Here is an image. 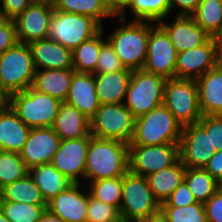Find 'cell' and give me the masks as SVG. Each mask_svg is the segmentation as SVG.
I'll list each match as a JSON object with an SVG mask.
<instances>
[{
  "label": "cell",
  "mask_w": 222,
  "mask_h": 222,
  "mask_svg": "<svg viewBox=\"0 0 222 222\" xmlns=\"http://www.w3.org/2000/svg\"><path fill=\"white\" fill-rule=\"evenodd\" d=\"M30 129L12 110H0V150L20 153Z\"/></svg>",
  "instance_id": "d4e9b609"
},
{
  "label": "cell",
  "mask_w": 222,
  "mask_h": 222,
  "mask_svg": "<svg viewBox=\"0 0 222 222\" xmlns=\"http://www.w3.org/2000/svg\"><path fill=\"white\" fill-rule=\"evenodd\" d=\"M163 104L182 127L197 123L201 117L198 87L194 79H167Z\"/></svg>",
  "instance_id": "30bf717a"
},
{
  "label": "cell",
  "mask_w": 222,
  "mask_h": 222,
  "mask_svg": "<svg viewBox=\"0 0 222 222\" xmlns=\"http://www.w3.org/2000/svg\"><path fill=\"white\" fill-rule=\"evenodd\" d=\"M167 79L143 69L133 70L124 105L135 118L145 115L163 104Z\"/></svg>",
  "instance_id": "8992f818"
},
{
  "label": "cell",
  "mask_w": 222,
  "mask_h": 222,
  "mask_svg": "<svg viewBox=\"0 0 222 222\" xmlns=\"http://www.w3.org/2000/svg\"><path fill=\"white\" fill-rule=\"evenodd\" d=\"M0 222H10L4 215V213L2 212L1 208H0Z\"/></svg>",
  "instance_id": "6f0895ef"
},
{
  "label": "cell",
  "mask_w": 222,
  "mask_h": 222,
  "mask_svg": "<svg viewBox=\"0 0 222 222\" xmlns=\"http://www.w3.org/2000/svg\"><path fill=\"white\" fill-rule=\"evenodd\" d=\"M194 203H197V200L188 188L186 182L183 180L177 189L171 193L169 198L161 204V206L182 207L192 205Z\"/></svg>",
  "instance_id": "b9f144b4"
},
{
  "label": "cell",
  "mask_w": 222,
  "mask_h": 222,
  "mask_svg": "<svg viewBox=\"0 0 222 222\" xmlns=\"http://www.w3.org/2000/svg\"><path fill=\"white\" fill-rule=\"evenodd\" d=\"M140 222H168L166 213L160 207L157 211L153 212L147 219Z\"/></svg>",
  "instance_id": "681fc988"
},
{
  "label": "cell",
  "mask_w": 222,
  "mask_h": 222,
  "mask_svg": "<svg viewBox=\"0 0 222 222\" xmlns=\"http://www.w3.org/2000/svg\"><path fill=\"white\" fill-rule=\"evenodd\" d=\"M32 3H34L32 0H2L0 17L14 19Z\"/></svg>",
  "instance_id": "ee69618b"
},
{
  "label": "cell",
  "mask_w": 222,
  "mask_h": 222,
  "mask_svg": "<svg viewBox=\"0 0 222 222\" xmlns=\"http://www.w3.org/2000/svg\"><path fill=\"white\" fill-rule=\"evenodd\" d=\"M52 129L61 140L91 137L90 119L66 102L61 103Z\"/></svg>",
  "instance_id": "603a6c76"
},
{
  "label": "cell",
  "mask_w": 222,
  "mask_h": 222,
  "mask_svg": "<svg viewBox=\"0 0 222 222\" xmlns=\"http://www.w3.org/2000/svg\"><path fill=\"white\" fill-rule=\"evenodd\" d=\"M17 42L14 20L0 17V55Z\"/></svg>",
  "instance_id": "7bdbcfd3"
},
{
  "label": "cell",
  "mask_w": 222,
  "mask_h": 222,
  "mask_svg": "<svg viewBox=\"0 0 222 222\" xmlns=\"http://www.w3.org/2000/svg\"><path fill=\"white\" fill-rule=\"evenodd\" d=\"M86 186L84 183H72L47 202V209L65 222H86L89 204V190ZM81 188L86 189V193Z\"/></svg>",
  "instance_id": "e0dca14e"
},
{
  "label": "cell",
  "mask_w": 222,
  "mask_h": 222,
  "mask_svg": "<svg viewBox=\"0 0 222 222\" xmlns=\"http://www.w3.org/2000/svg\"><path fill=\"white\" fill-rule=\"evenodd\" d=\"M74 72L73 68L36 70L32 88L65 102Z\"/></svg>",
  "instance_id": "484cf974"
},
{
  "label": "cell",
  "mask_w": 222,
  "mask_h": 222,
  "mask_svg": "<svg viewBox=\"0 0 222 222\" xmlns=\"http://www.w3.org/2000/svg\"><path fill=\"white\" fill-rule=\"evenodd\" d=\"M120 220L121 216L116 207L96 200L89 192L86 222H118Z\"/></svg>",
  "instance_id": "f35d334b"
},
{
  "label": "cell",
  "mask_w": 222,
  "mask_h": 222,
  "mask_svg": "<svg viewBox=\"0 0 222 222\" xmlns=\"http://www.w3.org/2000/svg\"><path fill=\"white\" fill-rule=\"evenodd\" d=\"M184 181L197 202L205 203L218 191L216 179L204 168H186Z\"/></svg>",
  "instance_id": "836d02e7"
},
{
  "label": "cell",
  "mask_w": 222,
  "mask_h": 222,
  "mask_svg": "<svg viewBox=\"0 0 222 222\" xmlns=\"http://www.w3.org/2000/svg\"><path fill=\"white\" fill-rule=\"evenodd\" d=\"M35 71L26 43L17 42L0 55V80L10 95L32 87Z\"/></svg>",
  "instance_id": "ba28073f"
},
{
  "label": "cell",
  "mask_w": 222,
  "mask_h": 222,
  "mask_svg": "<svg viewBox=\"0 0 222 222\" xmlns=\"http://www.w3.org/2000/svg\"><path fill=\"white\" fill-rule=\"evenodd\" d=\"M29 175L39 187L46 202L66 190L72 184V182L51 163L30 168Z\"/></svg>",
  "instance_id": "83f0119b"
},
{
  "label": "cell",
  "mask_w": 222,
  "mask_h": 222,
  "mask_svg": "<svg viewBox=\"0 0 222 222\" xmlns=\"http://www.w3.org/2000/svg\"><path fill=\"white\" fill-rule=\"evenodd\" d=\"M198 122L207 134H210L212 147H215L216 151L222 150V116L206 115L202 116Z\"/></svg>",
  "instance_id": "60d3db41"
},
{
  "label": "cell",
  "mask_w": 222,
  "mask_h": 222,
  "mask_svg": "<svg viewBox=\"0 0 222 222\" xmlns=\"http://www.w3.org/2000/svg\"><path fill=\"white\" fill-rule=\"evenodd\" d=\"M61 139L52 127L31 128L20 156L28 169L50 163Z\"/></svg>",
  "instance_id": "ac0fdd59"
},
{
  "label": "cell",
  "mask_w": 222,
  "mask_h": 222,
  "mask_svg": "<svg viewBox=\"0 0 222 222\" xmlns=\"http://www.w3.org/2000/svg\"><path fill=\"white\" fill-rule=\"evenodd\" d=\"M61 103L58 99L29 87L11 94L9 106L29 128H39L52 127Z\"/></svg>",
  "instance_id": "277c9868"
},
{
  "label": "cell",
  "mask_w": 222,
  "mask_h": 222,
  "mask_svg": "<svg viewBox=\"0 0 222 222\" xmlns=\"http://www.w3.org/2000/svg\"><path fill=\"white\" fill-rule=\"evenodd\" d=\"M164 20L159 21L157 24L167 33L178 53L201 46L211 38L194 21L192 16L175 15L172 24Z\"/></svg>",
  "instance_id": "d6986e66"
},
{
  "label": "cell",
  "mask_w": 222,
  "mask_h": 222,
  "mask_svg": "<svg viewBox=\"0 0 222 222\" xmlns=\"http://www.w3.org/2000/svg\"><path fill=\"white\" fill-rule=\"evenodd\" d=\"M208 222H222V192L217 191L205 203Z\"/></svg>",
  "instance_id": "f6af8a7d"
},
{
  "label": "cell",
  "mask_w": 222,
  "mask_h": 222,
  "mask_svg": "<svg viewBox=\"0 0 222 222\" xmlns=\"http://www.w3.org/2000/svg\"><path fill=\"white\" fill-rule=\"evenodd\" d=\"M161 208L166 213L168 222H208L204 203L201 202L182 207L161 206Z\"/></svg>",
  "instance_id": "74e56055"
},
{
  "label": "cell",
  "mask_w": 222,
  "mask_h": 222,
  "mask_svg": "<svg viewBox=\"0 0 222 222\" xmlns=\"http://www.w3.org/2000/svg\"><path fill=\"white\" fill-rule=\"evenodd\" d=\"M101 29L102 26L90 16L54 10L47 38L73 51Z\"/></svg>",
  "instance_id": "52a82bcc"
},
{
  "label": "cell",
  "mask_w": 222,
  "mask_h": 222,
  "mask_svg": "<svg viewBox=\"0 0 222 222\" xmlns=\"http://www.w3.org/2000/svg\"><path fill=\"white\" fill-rule=\"evenodd\" d=\"M116 71H131L126 69L111 44L106 40L100 47V52L97 60L96 71L93 74H103Z\"/></svg>",
  "instance_id": "ab89813d"
},
{
  "label": "cell",
  "mask_w": 222,
  "mask_h": 222,
  "mask_svg": "<svg viewBox=\"0 0 222 222\" xmlns=\"http://www.w3.org/2000/svg\"><path fill=\"white\" fill-rule=\"evenodd\" d=\"M126 9L135 16L131 20L158 23L171 14L169 0H127L126 7L118 17L126 19Z\"/></svg>",
  "instance_id": "f546056e"
},
{
  "label": "cell",
  "mask_w": 222,
  "mask_h": 222,
  "mask_svg": "<svg viewBox=\"0 0 222 222\" xmlns=\"http://www.w3.org/2000/svg\"><path fill=\"white\" fill-rule=\"evenodd\" d=\"M104 28L92 38L82 42L72 51L73 69L76 72L94 73L101 45L106 41Z\"/></svg>",
  "instance_id": "4dcf8cb0"
},
{
  "label": "cell",
  "mask_w": 222,
  "mask_h": 222,
  "mask_svg": "<svg viewBox=\"0 0 222 222\" xmlns=\"http://www.w3.org/2000/svg\"><path fill=\"white\" fill-rule=\"evenodd\" d=\"M201 0H169L171 14L176 8V15L191 16L197 9ZM179 7V8H178Z\"/></svg>",
  "instance_id": "bcb514c9"
},
{
  "label": "cell",
  "mask_w": 222,
  "mask_h": 222,
  "mask_svg": "<svg viewBox=\"0 0 222 222\" xmlns=\"http://www.w3.org/2000/svg\"><path fill=\"white\" fill-rule=\"evenodd\" d=\"M161 207L155 199L147 177L128 171L122 177V200L119 213L126 222L147 219Z\"/></svg>",
  "instance_id": "5b68a950"
},
{
  "label": "cell",
  "mask_w": 222,
  "mask_h": 222,
  "mask_svg": "<svg viewBox=\"0 0 222 222\" xmlns=\"http://www.w3.org/2000/svg\"><path fill=\"white\" fill-rule=\"evenodd\" d=\"M121 23L106 36L122 65L131 71L142 69L147 56L148 37L154 22L119 17Z\"/></svg>",
  "instance_id": "7a4b0ae2"
},
{
  "label": "cell",
  "mask_w": 222,
  "mask_h": 222,
  "mask_svg": "<svg viewBox=\"0 0 222 222\" xmlns=\"http://www.w3.org/2000/svg\"><path fill=\"white\" fill-rule=\"evenodd\" d=\"M191 16L208 35L215 37L222 27V0H201Z\"/></svg>",
  "instance_id": "d6a6232c"
},
{
  "label": "cell",
  "mask_w": 222,
  "mask_h": 222,
  "mask_svg": "<svg viewBox=\"0 0 222 222\" xmlns=\"http://www.w3.org/2000/svg\"><path fill=\"white\" fill-rule=\"evenodd\" d=\"M186 167L179 159L172 166L161 169L147 176V180L155 199L160 203H164L171 193L184 180Z\"/></svg>",
  "instance_id": "4316f807"
},
{
  "label": "cell",
  "mask_w": 222,
  "mask_h": 222,
  "mask_svg": "<svg viewBox=\"0 0 222 222\" xmlns=\"http://www.w3.org/2000/svg\"><path fill=\"white\" fill-rule=\"evenodd\" d=\"M219 46H222V27L218 34L214 37Z\"/></svg>",
  "instance_id": "f5cc1de1"
},
{
  "label": "cell",
  "mask_w": 222,
  "mask_h": 222,
  "mask_svg": "<svg viewBox=\"0 0 222 222\" xmlns=\"http://www.w3.org/2000/svg\"><path fill=\"white\" fill-rule=\"evenodd\" d=\"M91 137L61 140L51 164L72 183H84L86 156Z\"/></svg>",
  "instance_id": "9a60e30c"
},
{
  "label": "cell",
  "mask_w": 222,
  "mask_h": 222,
  "mask_svg": "<svg viewBox=\"0 0 222 222\" xmlns=\"http://www.w3.org/2000/svg\"><path fill=\"white\" fill-rule=\"evenodd\" d=\"M54 9L74 14L87 15L103 27V18H115L103 0H56Z\"/></svg>",
  "instance_id": "1f68e13d"
},
{
  "label": "cell",
  "mask_w": 222,
  "mask_h": 222,
  "mask_svg": "<svg viewBox=\"0 0 222 222\" xmlns=\"http://www.w3.org/2000/svg\"><path fill=\"white\" fill-rule=\"evenodd\" d=\"M218 65L222 68V46H219Z\"/></svg>",
  "instance_id": "11a10c76"
},
{
  "label": "cell",
  "mask_w": 222,
  "mask_h": 222,
  "mask_svg": "<svg viewBox=\"0 0 222 222\" xmlns=\"http://www.w3.org/2000/svg\"><path fill=\"white\" fill-rule=\"evenodd\" d=\"M0 201L47 205L39 187L29 174L3 187L0 190Z\"/></svg>",
  "instance_id": "f1b7e54d"
},
{
  "label": "cell",
  "mask_w": 222,
  "mask_h": 222,
  "mask_svg": "<svg viewBox=\"0 0 222 222\" xmlns=\"http://www.w3.org/2000/svg\"><path fill=\"white\" fill-rule=\"evenodd\" d=\"M204 169L215 179L222 174V150L214 153Z\"/></svg>",
  "instance_id": "7dc6e473"
},
{
  "label": "cell",
  "mask_w": 222,
  "mask_h": 222,
  "mask_svg": "<svg viewBox=\"0 0 222 222\" xmlns=\"http://www.w3.org/2000/svg\"><path fill=\"white\" fill-rule=\"evenodd\" d=\"M90 195L118 210L122 200V177L91 181L87 184Z\"/></svg>",
  "instance_id": "e575fe53"
},
{
  "label": "cell",
  "mask_w": 222,
  "mask_h": 222,
  "mask_svg": "<svg viewBox=\"0 0 222 222\" xmlns=\"http://www.w3.org/2000/svg\"><path fill=\"white\" fill-rule=\"evenodd\" d=\"M218 52L219 45L214 37L201 46L179 52L175 78L196 80L201 77L218 65Z\"/></svg>",
  "instance_id": "5bb4252c"
},
{
  "label": "cell",
  "mask_w": 222,
  "mask_h": 222,
  "mask_svg": "<svg viewBox=\"0 0 222 222\" xmlns=\"http://www.w3.org/2000/svg\"><path fill=\"white\" fill-rule=\"evenodd\" d=\"M182 129L175 116L162 104L135 119L134 133L129 145L179 143Z\"/></svg>",
  "instance_id": "3957f363"
},
{
  "label": "cell",
  "mask_w": 222,
  "mask_h": 222,
  "mask_svg": "<svg viewBox=\"0 0 222 222\" xmlns=\"http://www.w3.org/2000/svg\"><path fill=\"white\" fill-rule=\"evenodd\" d=\"M65 102L91 119L100 106L95 89L94 74L75 71Z\"/></svg>",
  "instance_id": "44dd1931"
},
{
  "label": "cell",
  "mask_w": 222,
  "mask_h": 222,
  "mask_svg": "<svg viewBox=\"0 0 222 222\" xmlns=\"http://www.w3.org/2000/svg\"><path fill=\"white\" fill-rule=\"evenodd\" d=\"M129 171V144L91 135L86 156L84 184L123 177Z\"/></svg>",
  "instance_id": "6da1fadb"
},
{
  "label": "cell",
  "mask_w": 222,
  "mask_h": 222,
  "mask_svg": "<svg viewBox=\"0 0 222 222\" xmlns=\"http://www.w3.org/2000/svg\"><path fill=\"white\" fill-rule=\"evenodd\" d=\"M178 52L167 33L158 25L150 29L147 56L143 70L164 77L175 78V66Z\"/></svg>",
  "instance_id": "7c38bea8"
},
{
  "label": "cell",
  "mask_w": 222,
  "mask_h": 222,
  "mask_svg": "<svg viewBox=\"0 0 222 222\" xmlns=\"http://www.w3.org/2000/svg\"><path fill=\"white\" fill-rule=\"evenodd\" d=\"M135 116L122 104H102L90 119V134L129 144L135 127Z\"/></svg>",
  "instance_id": "9c48e42d"
},
{
  "label": "cell",
  "mask_w": 222,
  "mask_h": 222,
  "mask_svg": "<svg viewBox=\"0 0 222 222\" xmlns=\"http://www.w3.org/2000/svg\"><path fill=\"white\" fill-rule=\"evenodd\" d=\"M217 190L222 192V174L216 179Z\"/></svg>",
  "instance_id": "db71d44e"
},
{
  "label": "cell",
  "mask_w": 222,
  "mask_h": 222,
  "mask_svg": "<svg viewBox=\"0 0 222 222\" xmlns=\"http://www.w3.org/2000/svg\"><path fill=\"white\" fill-rule=\"evenodd\" d=\"M103 2L115 16H118L127 4V0H103Z\"/></svg>",
  "instance_id": "c3c4849f"
},
{
  "label": "cell",
  "mask_w": 222,
  "mask_h": 222,
  "mask_svg": "<svg viewBox=\"0 0 222 222\" xmlns=\"http://www.w3.org/2000/svg\"><path fill=\"white\" fill-rule=\"evenodd\" d=\"M118 222H126L124 219H121L120 221H118Z\"/></svg>",
  "instance_id": "680465c9"
},
{
  "label": "cell",
  "mask_w": 222,
  "mask_h": 222,
  "mask_svg": "<svg viewBox=\"0 0 222 222\" xmlns=\"http://www.w3.org/2000/svg\"><path fill=\"white\" fill-rule=\"evenodd\" d=\"M38 222H65L58 216H55L53 213H51L47 208L42 213L40 220Z\"/></svg>",
  "instance_id": "816d5d0a"
},
{
  "label": "cell",
  "mask_w": 222,
  "mask_h": 222,
  "mask_svg": "<svg viewBox=\"0 0 222 222\" xmlns=\"http://www.w3.org/2000/svg\"><path fill=\"white\" fill-rule=\"evenodd\" d=\"M215 152L216 149L212 147L210 141V134H207L199 122L183 127L179 155L186 168H204Z\"/></svg>",
  "instance_id": "4fadbf2b"
},
{
  "label": "cell",
  "mask_w": 222,
  "mask_h": 222,
  "mask_svg": "<svg viewBox=\"0 0 222 222\" xmlns=\"http://www.w3.org/2000/svg\"><path fill=\"white\" fill-rule=\"evenodd\" d=\"M202 116H222V68L217 65L196 79Z\"/></svg>",
  "instance_id": "7402d4cb"
},
{
  "label": "cell",
  "mask_w": 222,
  "mask_h": 222,
  "mask_svg": "<svg viewBox=\"0 0 222 222\" xmlns=\"http://www.w3.org/2000/svg\"><path fill=\"white\" fill-rule=\"evenodd\" d=\"M54 5L34 2L14 18L16 38L19 43H30L46 39Z\"/></svg>",
  "instance_id": "2e32d148"
},
{
  "label": "cell",
  "mask_w": 222,
  "mask_h": 222,
  "mask_svg": "<svg viewBox=\"0 0 222 222\" xmlns=\"http://www.w3.org/2000/svg\"><path fill=\"white\" fill-rule=\"evenodd\" d=\"M35 70L73 68L72 51L48 38L28 43Z\"/></svg>",
  "instance_id": "ffe728a7"
},
{
  "label": "cell",
  "mask_w": 222,
  "mask_h": 222,
  "mask_svg": "<svg viewBox=\"0 0 222 222\" xmlns=\"http://www.w3.org/2000/svg\"><path fill=\"white\" fill-rule=\"evenodd\" d=\"M33 2H39V3H49L54 5L56 0H32Z\"/></svg>",
  "instance_id": "9f6ffc18"
},
{
  "label": "cell",
  "mask_w": 222,
  "mask_h": 222,
  "mask_svg": "<svg viewBox=\"0 0 222 222\" xmlns=\"http://www.w3.org/2000/svg\"><path fill=\"white\" fill-rule=\"evenodd\" d=\"M132 71L94 74L98 101L102 104H122L125 101Z\"/></svg>",
  "instance_id": "cb8c5ba5"
},
{
  "label": "cell",
  "mask_w": 222,
  "mask_h": 222,
  "mask_svg": "<svg viewBox=\"0 0 222 222\" xmlns=\"http://www.w3.org/2000/svg\"><path fill=\"white\" fill-rule=\"evenodd\" d=\"M10 98L11 95L8 91L3 87L1 80H0V110L10 105Z\"/></svg>",
  "instance_id": "f907efd6"
},
{
  "label": "cell",
  "mask_w": 222,
  "mask_h": 222,
  "mask_svg": "<svg viewBox=\"0 0 222 222\" xmlns=\"http://www.w3.org/2000/svg\"><path fill=\"white\" fill-rule=\"evenodd\" d=\"M0 208L10 222H38L47 205L0 201Z\"/></svg>",
  "instance_id": "8d00e7d4"
},
{
  "label": "cell",
  "mask_w": 222,
  "mask_h": 222,
  "mask_svg": "<svg viewBox=\"0 0 222 222\" xmlns=\"http://www.w3.org/2000/svg\"><path fill=\"white\" fill-rule=\"evenodd\" d=\"M180 159L179 143L129 145V171L147 177Z\"/></svg>",
  "instance_id": "8fae6325"
},
{
  "label": "cell",
  "mask_w": 222,
  "mask_h": 222,
  "mask_svg": "<svg viewBox=\"0 0 222 222\" xmlns=\"http://www.w3.org/2000/svg\"><path fill=\"white\" fill-rule=\"evenodd\" d=\"M29 174L20 154L0 150V190Z\"/></svg>",
  "instance_id": "d590c367"
}]
</instances>
